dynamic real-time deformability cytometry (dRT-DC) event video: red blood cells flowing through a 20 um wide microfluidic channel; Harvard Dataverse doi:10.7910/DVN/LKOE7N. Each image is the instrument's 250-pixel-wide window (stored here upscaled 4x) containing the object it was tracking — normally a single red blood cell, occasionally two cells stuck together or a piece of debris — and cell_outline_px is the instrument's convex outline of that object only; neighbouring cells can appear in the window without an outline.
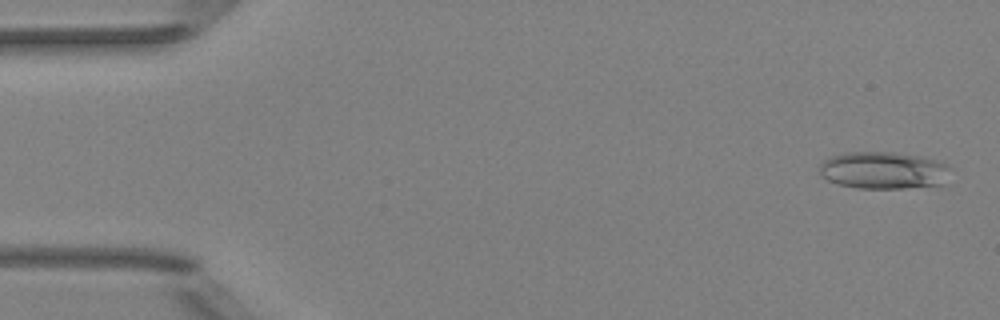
{"species": "Egyptian fruit bat (a non-hibernating species)", "species_latin": "Rousettus aegyptiacus", "temperature_condition": "room temperature", "stored_images_in_passage": 52, "camera_frame_rate_fps": 3000, "um_per_image_px": 0.085, "animal": {"sex": "female"}, "frame": {"image": 1, "passage_image": 2, "time_ms": 0.333, "image_size_px": [1000, 320], "cell_outline_px": [[952, 168], [940, 184], [904, 188], [856, 188], [840, 184], [828, 180], [820, 176], [820, 164], [828, 156], [844, 152], [896, 152], [920, 156], [944, 164]], "centroid_in_image_um": [75.02, 14.46], "position_along_channel_um": 10.0, "area_um2": 28.21}}
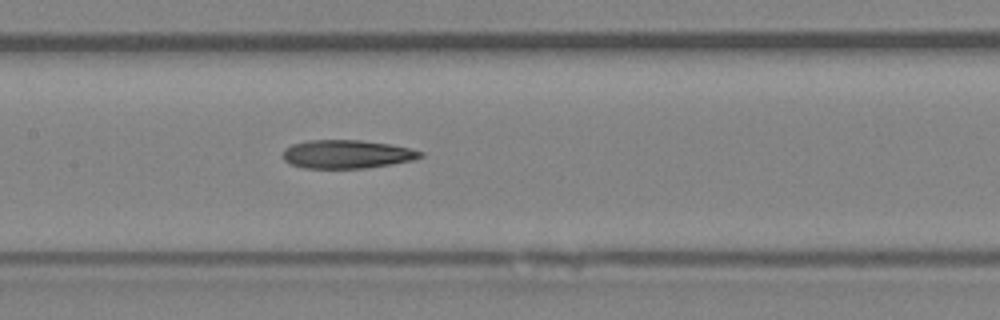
{"frame": {"image": 2, "passage_image": 25, "time_ms": 8.0, "image_size_px": [1000, 320], "cell_outline_px": [[424, 156], [416, 160], [368, 168], [304, 168], [292, 164], [284, 160], [284, 148], [292, 144], [308, 140], [360, 140], [388, 144], [408, 148], [424, 152]], "centroid_in_image_um": [29.52, 13.11], "position_along_channel_um": 177.9, "area_um2": 22.83}}
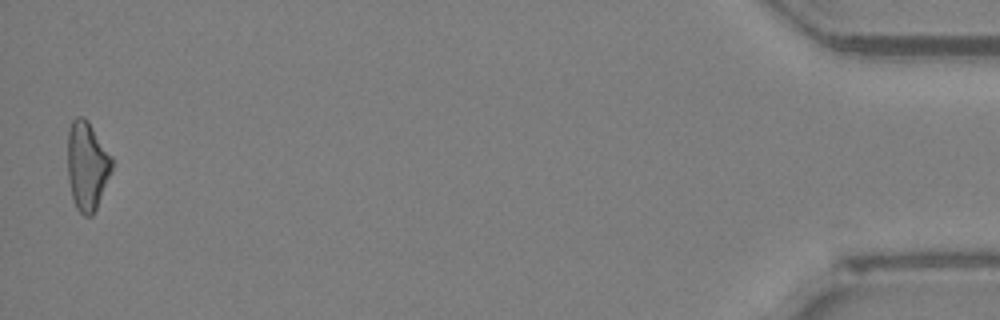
{"frame": {"image": 3, "passage_image": 51, "time_ms": 16.667, "image_size_px": [1000, 320], "cell_outline_px": [[112, 168], [96, 208], [92, 216], [84, 216], [76, 208], [72, 196], [68, 180], [68, 128], [72, 120], [76, 116], [84, 116], [88, 120], [112, 156]], "centroid_in_image_um": [7.38, 14.05], "position_along_channel_um": 427.8, "area_um2": 22.83}, "authors_computed_cell_mechanics": {"area_um2": 23.2645, "velocity_mm_per_s": 3.9721, "shape_relaxation_time_tau1_ms": null, "shape_relaxation_time_tau2_ms": 10.8805, "deformation_change_tau1": null, "deformation_change_tau2": 0.2793}}